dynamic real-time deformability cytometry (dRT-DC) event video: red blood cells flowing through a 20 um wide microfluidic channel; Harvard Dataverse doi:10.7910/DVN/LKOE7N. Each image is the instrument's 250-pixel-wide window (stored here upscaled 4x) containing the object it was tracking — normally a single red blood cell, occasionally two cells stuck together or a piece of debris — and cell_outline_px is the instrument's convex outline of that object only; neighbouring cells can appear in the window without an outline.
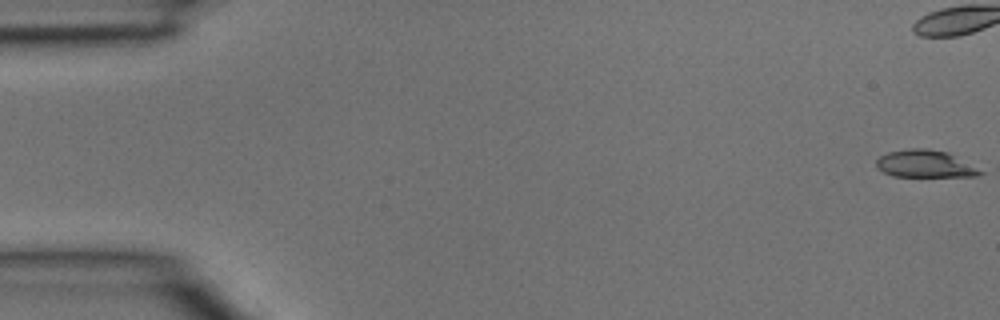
{"species": "common noctule bat (a hibernating species)", "species_latin": "Nyctalus noctula", "temperature_condition": "room temperature", "stored_images_in_passage": 3, "segment_of_instrument_passage": [2, 2], "camera_frame_rate_fps": 3000, "um_per_image_px": 0.085, "animal": {"sex": "male", "body_mass_g": 15.6}, "frame": {"image": 1, "passage_image": 3, "time_ms": 0.667, "image_size_px": [1000, 320], "cell_outline_px": [[984, 172], [976, 176], [892, 176], [876, 168], [876, 160], [880, 156], [888, 152], [908, 148], [928, 148], [948, 152]], "centroid_in_image_um": [78.57, 13.92], "position_along_channel_um": 6.4, "area_um2": 16.42}}